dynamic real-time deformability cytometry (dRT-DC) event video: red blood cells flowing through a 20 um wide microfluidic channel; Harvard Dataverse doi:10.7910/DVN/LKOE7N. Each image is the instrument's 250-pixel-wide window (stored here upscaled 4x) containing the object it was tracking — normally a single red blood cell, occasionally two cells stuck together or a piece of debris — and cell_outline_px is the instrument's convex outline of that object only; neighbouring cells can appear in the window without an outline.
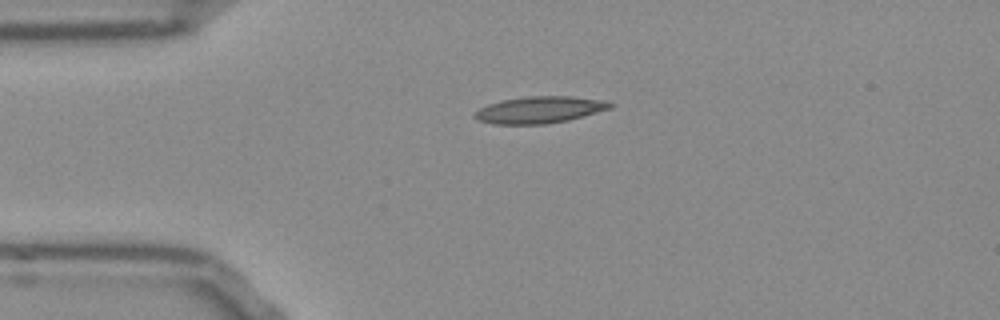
{"species": "Egyptian fruit bat (a non-hibernating species)", "species_latin": "Rousettus aegyptiacus", "temperature_condition": "room temperature", "stored_images_in_passage": 34, "camera_frame_rate_fps": 3000, "um_per_image_px": 0.085, "frame": {"image": 1, "passage_image": 1, "time_ms": 0.0, "image_size_px": [1000, 320], "cell_outline_px": [[612, 108], [568, 120], [548, 124], [492, 124], [476, 120], [472, 116], [480, 108], [488, 104], [500, 100], [528, 96], [572, 96], [596, 100], [612, 104]], "centroid_in_image_um": [45.78, 9.34], "position_along_channel_um": 39.2, "area_um2": 20.98}}
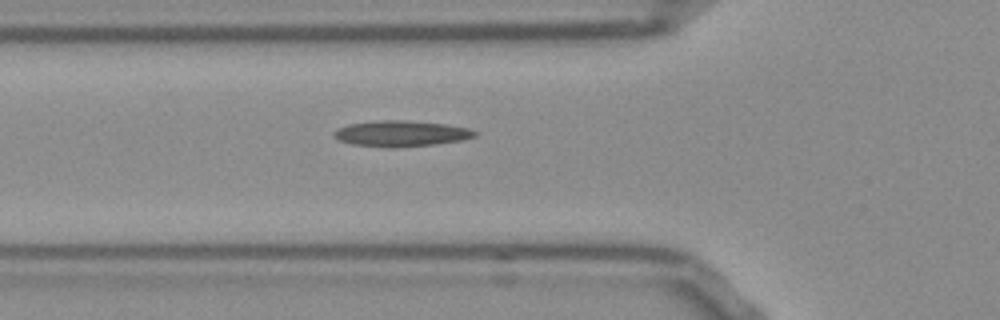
{"frame": {"image": 2, "passage_image": 7, "time_ms": 2.0, "image_size_px": [1000, 320], "cell_outline_px": [[476, 136], [460, 140], [436, 144], [392, 148], [388, 148], [352, 144], [336, 140], [332, 132], [336, 128], [348, 124], [376, 120], [404, 120], [444, 124], [468, 128], [476, 132]], "centroid_in_image_um": [34.01, 11.35], "position_along_channel_um": 91.8, "area_um2": 21.33}}
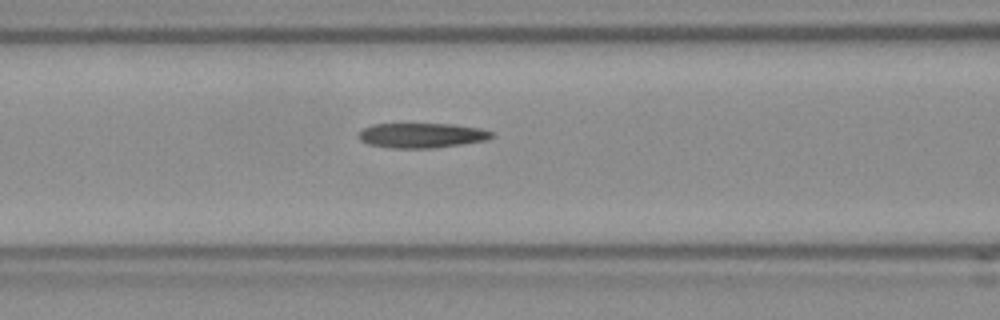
{"frame": {"image": 3, "passage_image": 10, "time_ms": 3.0, "image_size_px": [1000, 320], "cell_outline_px": [[496, 136], [484, 140], [460, 144], [432, 148], [392, 148], [368, 144], [360, 140], [360, 132], [364, 128], [372, 124], [452, 124], [480, 128], [492, 132]], "centroid_in_image_um": [35.85, 11.5], "position_along_channel_um": 130.7, "area_um2": 19.07}, "authors_computed_cell_mechanics": {"area_um2": 19.5364, "velocity_mm_per_s": 3.8318, "shape_relaxation_time_tau1_ms": null, "shape_relaxation_time_tau2_ms": 9.1101, "deformation_change_tau1": null, "deformation_change_tau2": 0.2109}}